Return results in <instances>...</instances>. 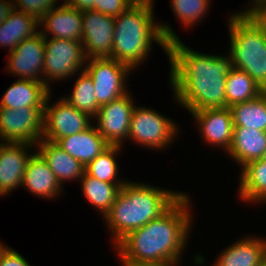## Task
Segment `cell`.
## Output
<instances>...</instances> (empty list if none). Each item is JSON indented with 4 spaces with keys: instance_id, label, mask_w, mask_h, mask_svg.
I'll return each mask as SVG.
<instances>
[{
    "instance_id": "cell-21",
    "label": "cell",
    "mask_w": 266,
    "mask_h": 266,
    "mask_svg": "<svg viewBox=\"0 0 266 266\" xmlns=\"http://www.w3.org/2000/svg\"><path fill=\"white\" fill-rule=\"evenodd\" d=\"M37 152L47 162L61 186L64 182L79 180L84 173L83 165L63 151L55 142L41 139L36 145Z\"/></svg>"
},
{
    "instance_id": "cell-40",
    "label": "cell",
    "mask_w": 266,
    "mask_h": 266,
    "mask_svg": "<svg viewBox=\"0 0 266 266\" xmlns=\"http://www.w3.org/2000/svg\"><path fill=\"white\" fill-rule=\"evenodd\" d=\"M5 244L1 243L0 242V250L2 249V247L4 246Z\"/></svg>"
},
{
    "instance_id": "cell-10",
    "label": "cell",
    "mask_w": 266,
    "mask_h": 266,
    "mask_svg": "<svg viewBox=\"0 0 266 266\" xmlns=\"http://www.w3.org/2000/svg\"><path fill=\"white\" fill-rule=\"evenodd\" d=\"M51 94L52 92L45 102L42 139L56 143L60 138L79 133L92 124V117L77 110L61 96L56 102L49 103L52 97Z\"/></svg>"
},
{
    "instance_id": "cell-9",
    "label": "cell",
    "mask_w": 266,
    "mask_h": 266,
    "mask_svg": "<svg viewBox=\"0 0 266 266\" xmlns=\"http://www.w3.org/2000/svg\"><path fill=\"white\" fill-rule=\"evenodd\" d=\"M84 70L93 81L99 106L110 103L130 91L126 81L132 69L124 63L109 57L89 58Z\"/></svg>"
},
{
    "instance_id": "cell-30",
    "label": "cell",
    "mask_w": 266,
    "mask_h": 266,
    "mask_svg": "<svg viewBox=\"0 0 266 266\" xmlns=\"http://www.w3.org/2000/svg\"><path fill=\"white\" fill-rule=\"evenodd\" d=\"M212 0H170L172 12L183 27L192 28L208 13Z\"/></svg>"
},
{
    "instance_id": "cell-7",
    "label": "cell",
    "mask_w": 266,
    "mask_h": 266,
    "mask_svg": "<svg viewBox=\"0 0 266 266\" xmlns=\"http://www.w3.org/2000/svg\"><path fill=\"white\" fill-rule=\"evenodd\" d=\"M45 39L43 83L51 89L50 82H58L76 76L84 70L86 55L81 41L61 38Z\"/></svg>"
},
{
    "instance_id": "cell-39",
    "label": "cell",
    "mask_w": 266,
    "mask_h": 266,
    "mask_svg": "<svg viewBox=\"0 0 266 266\" xmlns=\"http://www.w3.org/2000/svg\"><path fill=\"white\" fill-rule=\"evenodd\" d=\"M258 266H266V258Z\"/></svg>"
},
{
    "instance_id": "cell-20",
    "label": "cell",
    "mask_w": 266,
    "mask_h": 266,
    "mask_svg": "<svg viewBox=\"0 0 266 266\" xmlns=\"http://www.w3.org/2000/svg\"><path fill=\"white\" fill-rule=\"evenodd\" d=\"M266 150V131L234 127L232 142L227 152L242 168L247 163L260 160Z\"/></svg>"
},
{
    "instance_id": "cell-3",
    "label": "cell",
    "mask_w": 266,
    "mask_h": 266,
    "mask_svg": "<svg viewBox=\"0 0 266 266\" xmlns=\"http://www.w3.org/2000/svg\"><path fill=\"white\" fill-rule=\"evenodd\" d=\"M154 0L134 3L114 18L113 50L111 59L138 69L147 61L153 43L168 55V42L179 39L169 24L156 21Z\"/></svg>"
},
{
    "instance_id": "cell-33",
    "label": "cell",
    "mask_w": 266,
    "mask_h": 266,
    "mask_svg": "<svg viewBox=\"0 0 266 266\" xmlns=\"http://www.w3.org/2000/svg\"><path fill=\"white\" fill-rule=\"evenodd\" d=\"M0 266H31L15 249L6 244L0 250Z\"/></svg>"
},
{
    "instance_id": "cell-14",
    "label": "cell",
    "mask_w": 266,
    "mask_h": 266,
    "mask_svg": "<svg viewBox=\"0 0 266 266\" xmlns=\"http://www.w3.org/2000/svg\"><path fill=\"white\" fill-rule=\"evenodd\" d=\"M35 149L31 154L29 150ZM36 152V145L26 143L0 144V196L9 195L22 187L23 176L30 157Z\"/></svg>"
},
{
    "instance_id": "cell-2",
    "label": "cell",
    "mask_w": 266,
    "mask_h": 266,
    "mask_svg": "<svg viewBox=\"0 0 266 266\" xmlns=\"http://www.w3.org/2000/svg\"><path fill=\"white\" fill-rule=\"evenodd\" d=\"M189 198L190 195L184 193L160 217L125 236L115 246L121 266L180 264L193 228Z\"/></svg>"
},
{
    "instance_id": "cell-13",
    "label": "cell",
    "mask_w": 266,
    "mask_h": 266,
    "mask_svg": "<svg viewBox=\"0 0 266 266\" xmlns=\"http://www.w3.org/2000/svg\"><path fill=\"white\" fill-rule=\"evenodd\" d=\"M82 44L86 58L111 57L114 17L94 10L82 11Z\"/></svg>"
},
{
    "instance_id": "cell-26",
    "label": "cell",
    "mask_w": 266,
    "mask_h": 266,
    "mask_svg": "<svg viewBox=\"0 0 266 266\" xmlns=\"http://www.w3.org/2000/svg\"><path fill=\"white\" fill-rule=\"evenodd\" d=\"M229 108L234 127L266 131V92L253 100L236 103Z\"/></svg>"
},
{
    "instance_id": "cell-5",
    "label": "cell",
    "mask_w": 266,
    "mask_h": 266,
    "mask_svg": "<svg viewBox=\"0 0 266 266\" xmlns=\"http://www.w3.org/2000/svg\"><path fill=\"white\" fill-rule=\"evenodd\" d=\"M242 10L227 19L228 54L234 67L245 71L266 92V33L245 9Z\"/></svg>"
},
{
    "instance_id": "cell-38",
    "label": "cell",
    "mask_w": 266,
    "mask_h": 266,
    "mask_svg": "<svg viewBox=\"0 0 266 266\" xmlns=\"http://www.w3.org/2000/svg\"><path fill=\"white\" fill-rule=\"evenodd\" d=\"M134 3H141V2H146L148 0H132Z\"/></svg>"
},
{
    "instance_id": "cell-37",
    "label": "cell",
    "mask_w": 266,
    "mask_h": 266,
    "mask_svg": "<svg viewBox=\"0 0 266 266\" xmlns=\"http://www.w3.org/2000/svg\"><path fill=\"white\" fill-rule=\"evenodd\" d=\"M261 160L264 161V162H266V150L264 151V154H263Z\"/></svg>"
},
{
    "instance_id": "cell-15",
    "label": "cell",
    "mask_w": 266,
    "mask_h": 266,
    "mask_svg": "<svg viewBox=\"0 0 266 266\" xmlns=\"http://www.w3.org/2000/svg\"><path fill=\"white\" fill-rule=\"evenodd\" d=\"M199 127L200 135L210 146L223 148L226 153L230 149L234 124L230 108L202 109L190 112Z\"/></svg>"
},
{
    "instance_id": "cell-25",
    "label": "cell",
    "mask_w": 266,
    "mask_h": 266,
    "mask_svg": "<svg viewBox=\"0 0 266 266\" xmlns=\"http://www.w3.org/2000/svg\"><path fill=\"white\" fill-rule=\"evenodd\" d=\"M79 181L84 198H86L87 202L95 209L97 208V210L100 211L99 213L102 218L110 211L112 204L116 200V196L125 185V183L100 181L88 175L85 171Z\"/></svg>"
},
{
    "instance_id": "cell-18",
    "label": "cell",
    "mask_w": 266,
    "mask_h": 266,
    "mask_svg": "<svg viewBox=\"0 0 266 266\" xmlns=\"http://www.w3.org/2000/svg\"><path fill=\"white\" fill-rule=\"evenodd\" d=\"M265 258L266 238L248 235L225 247L212 266H258Z\"/></svg>"
},
{
    "instance_id": "cell-11",
    "label": "cell",
    "mask_w": 266,
    "mask_h": 266,
    "mask_svg": "<svg viewBox=\"0 0 266 266\" xmlns=\"http://www.w3.org/2000/svg\"><path fill=\"white\" fill-rule=\"evenodd\" d=\"M135 102L130 92L100 106L95 119L98 132L111 146H122L128 140Z\"/></svg>"
},
{
    "instance_id": "cell-22",
    "label": "cell",
    "mask_w": 266,
    "mask_h": 266,
    "mask_svg": "<svg viewBox=\"0 0 266 266\" xmlns=\"http://www.w3.org/2000/svg\"><path fill=\"white\" fill-rule=\"evenodd\" d=\"M51 90L45 83L17 79L5 90L0 107L17 109L19 107H45V102Z\"/></svg>"
},
{
    "instance_id": "cell-8",
    "label": "cell",
    "mask_w": 266,
    "mask_h": 266,
    "mask_svg": "<svg viewBox=\"0 0 266 266\" xmlns=\"http://www.w3.org/2000/svg\"><path fill=\"white\" fill-rule=\"evenodd\" d=\"M45 107H0V140L37 145L44 132Z\"/></svg>"
},
{
    "instance_id": "cell-31",
    "label": "cell",
    "mask_w": 266,
    "mask_h": 266,
    "mask_svg": "<svg viewBox=\"0 0 266 266\" xmlns=\"http://www.w3.org/2000/svg\"><path fill=\"white\" fill-rule=\"evenodd\" d=\"M13 7L19 12L28 14L38 21L49 10L58 7V0H12Z\"/></svg>"
},
{
    "instance_id": "cell-32",
    "label": "cell",
    "mask_w": 266,
    "mask_h": 266,
    "mask_svg": "<svg viewBox=\"0 0 266 266\" xmlns=\"http://www.w3.org/2000/svg\"><path fill=\"white\" fill-rule=\"evenodd\" d=\"M133 4L132 0H96L93 10L115 18Z\"/></svg>"
},
{
    "instance_id": "cell-17",
    "label": "cell",
    "mask_w": 266,
    "mask_h": 266,
    "mask_svg": "<svg viewBox=\"0 0 266 266\" xmlns=\"http://www.w3.org/2000/svg\"><path fill=\"white\" fill-rule=\"evenodd\" d=\"M22 187L35 196L52 200L64 193L47 162L36 151L29 159L23 176ZM62 192V193H61Z\"/></svg>"
},
{
    "instance_id": "cell-34",
    "label": "cell",
    "mask_w": 266,
    "mask_h": 266,
    "mask_svg": "<svg viewBox=\"0 0 266 266\" xmlns=\"http://www.w3.org/2000/svg\"><path fill=\"white\" fill-rule=\"evenodd\" d=\"M246 11L257 21L266 33V0H250Z\"/></svg>"
},
{
    "instance_id": "cell-6",
    "label": "cell",
    "mask_w": 266,
    "mask_h": 266,
    "mask_svg": "<svg viewBox=\"0 0 266 266\" xmlns=\"http://www.w3.org/2000/svg\"><path fill=\"white\" fill-rule=\"evenodd\" d=\"M151 107L135 106L128 139L149 150L166 149L180 133L177 123ZM179 131V132H178Z\"/></svg>"
},
{
    "instance_id": "cell-27",
    "label": "cell",
    "mask_w": 266,
    "mask_h": 266,
    "mask_svg": "<svg viewBox=\"0 0 266 266\" xmlns=\"http://www.w3.org/2000/svg\"><path fill=\"white\" fill-rule=\"evenodd\" d=\"M262 89L245 71L233 68L226 76V103L230 107L236 103L247 102L257 98Z\"/></svg>"
},
{
    "instance_id": "cell-36",
    "label": "cell",
    "mask_w": 266,
    "mask_h": 266,
    "mask_svg": "<svg viewBox=\"0 0 266 266\" xmlns=\"http://www.w3.org/2000/svg\"><path fill=\"white\" fill-rule=\"evenodd\" d=\"M13 10L14 7L12 0H0V25L5 21V19Z\"/></svg>"
},
{
    "instance_id": "cell-23",
    "label": "cell",
    "mask_w": 266,
    "mask_h": 266,
    "mask_svg": "<svg viewBox=\"0 0 266 266\" xmlns=\"http://www.w3.org/2000/svg\"><path fill=\"white\" fill-rule=\"evenodd\" d=\"M239 191L240 200L255 204L266 203V162L254 160L240 168ZM239 194V195H238Z\"/></svg>"
},
{
    "instance_id": "cell-29",
    "label": "cell",
    "mask_w": 266,
    "mask_h": 266,
    "mask_svg": "<svg viewBox=\"0 0 266 266\" xmlns=\"http://www.w3.org/2000/svg\"><path fill=\"white\" fill-rule=\"evenodd\" d=\"M122 146H109L105 151L98 155L93 161L85 166V172L100 181L108 183H126L119 177L118 154L122 152ZM119 178V179H118Z\"/></svg>"
},
{
    "instance_id": "cell-24",
    "label": "cell",
    "mask_w": 266,
    "mask_h": 266,
    "mask_svg": "<svg viewBox=\"0 0 266 266\" xmlns=\"http://www.w3.org/2000/svg\"><path fill=\"white\" fill-rule=\"evenodd\" d=\"M37 29V19L14 9L0 25V47H7L8 52H11L21 41L38 34Z\"/></svg>"
},
{
    "instance_id": "cell-19",
    "label": "cell",
    "mask_w": 266,
    "mask_h": 266,
    "mask_svg": "<svg viewBox=\"0 0 266 266\" xmlns=\"http://www.w3.org/2000/svg\"><path fill=\"white\" fill-rule=\"evenodd\" d=\"M56 144L84 168L110 146L93 123L79 133L60 138Z\"/></svg>"
},
{
    "instance_id": "cell-28",
    "label": "cell",
    "mask_w": 266,
    "mask_h": 266,
    "mask_svg": "<svg viewBox=\"0 0 266 266\" xmlns=\"http://www.w3.org/2000/svg\"><path fill=\"white\" fill-rule=\"evenodd\" d=\"M75 79L71 94L66 95V97L64 95L62 98L77 110L85 112L94 118L100 106L97 103L93 81L85 70H82Z\"/></svg>"
},
{
    "instance_id": "cell-1",
    "label": "cell",
    "mask_w": 266,
    "mask_h": 266,
    "mask_svg": "<svg viewBox=\"0 0 266 266\" xmlns=\"http://www.w3.org/2000/svg\"><path fill=\"white\" fill-rule=\"evenodd\" d=\"M227 55L194 51L180 38L168 42L169 84L175 102L188 112L228 108L226 76L234 65Z\"/></svg>"
},
{
    "instance_id": "cell-12",
    "label": "cell",
    "mask_w": 266,
    "mask_h": 266,
    "mask_svg": "<svg viewBox=\"0 0 266 266\" xmlns=\"http://www.w3.org/2000/svg\"><path fill=\"white\" fill-rule=\"evenodd\" d=\"M6 70L17 79L43 83L45 39L39 32L21 41L13 51L8 52Z\"/></svg>"
},
{
    "instance_id": "cell-16",
    "label": "cell",
    "mask_w": 266,
    "mask_h": 266,
    "mask_svg": "<svg viewBox=\"0 0 266 266\" xmlns=\"http://www.w3.org/2000/svg\"><path fill=\"white\" fill-rule=\"evenodd\" d=\"M39 28L44 37L82 41V11L62 3L42 16Z\"/></svg>"
},
{
    "instance_id": "cell-4",
    "label": "cell",
    "mask_w": 266,
    "mask_h": 266,
    "mask_svg": "<svg viewBox=\"0 0 266 266\" xmlns=\"http://www.w3.org/2000/svg\"><path fill=\"white\" fill-rule=\"evenodd\" d=\"M184 193L128 180L102 219L111 231L112 247L130 232L165 213ZM113 235V236H112Z\"/></svg>"
},
{
    "instance_id": "cell-35",
    "label": "cell",
    "mask_w": 266,
    "mask_h": 266,
    "mask_svg": "<svg viewBox=\"0 0 266 266\" xmlns=\"http://www.w3.org/2000/svg\"><path fill=\"white\" fill-rule=\"evenodd\" d=\"M64 4L80 11H86L96 7V0H64Z\"/></svg>"
}]
</instances>
